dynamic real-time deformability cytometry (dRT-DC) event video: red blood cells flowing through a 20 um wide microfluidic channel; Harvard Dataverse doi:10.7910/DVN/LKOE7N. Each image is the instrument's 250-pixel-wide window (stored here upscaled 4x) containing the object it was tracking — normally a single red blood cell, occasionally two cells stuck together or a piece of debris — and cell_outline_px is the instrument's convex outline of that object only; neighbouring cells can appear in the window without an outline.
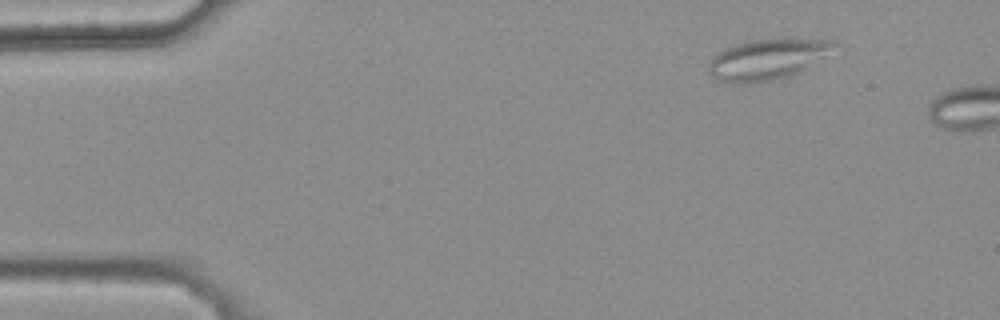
{"species": "common noctule bat (a hibernating species)", "species_latin": "Nyctalus noctula", "temperature_condition": "warm", "stored_images_in_passage": 5, "camera_frame_rate_fps": 3000, "um_per_image_px": 0.085, "animal": {"sex": "female", "body_mass_g": 25.1}, "frame": {"image": 1, "passage_image": 1, "time_ms": 0.0, "image_size_px": [1000, 320], "cell_outline_px": [[836, 52], [800, 72], [792, 76], [776, 80], [748, 84], [732, 84], [720, 80], [712, 76], [708, 72], [708, 64], [716, 52], [732, 44], [752, 40], [784, 36], [836, 40]], "centroid_in_image_um": [65.31, 5.01], "position_along_channel_um": 19.7, "area_um2": 31.44}}